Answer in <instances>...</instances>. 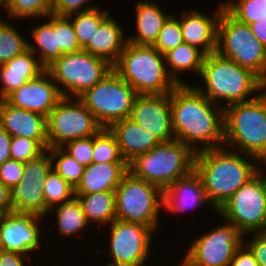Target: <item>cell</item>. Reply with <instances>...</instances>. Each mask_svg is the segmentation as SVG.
Here are the masks:
<instances>
[{
    "instance_id": "1",
    "label": "cell",
    "mask_w": 266,
    "mask_h": 266,
    "mask_svg": "<svg viewBox=\"0 0 266 266\" xmlns=\"http://www.w3.org/2000/svg\"><path fill=\"white\" fill-rule=\"evenodd\" d=\"M170 107L176 140L195 153L224 146V108L211 102L196 85H177L170 93Z\"/></svg>"
},
{
    "instance_id": "2",
    "label": "cell",
    "mask_w": 266,
    "mask_h": 266,
    "mask_svg": "<svg viewBox=\"0 0 266 266\" xmlns=\"http://www.w3.org/2000/svg\"><path fill=\"white\" fill-rule=\"evenodd\" d=\"M264 166L256 157L224 146L198 151L194 158V171L215 211Z\"/></svg>"
},
{
    "instance_id": "3",
    "label": "cell",
    "mask_w": 266,
    "mask_h": 266,
    "mask_svg": "<svg viewBox=\"0 0 266 266\" xmlns=\"http://www.w3.org/2000/svg\"><path fill=\"white\" fill-rule=\"evenodd\" d=\"M199 76L205 85L196 88L223 108L228 104L253 100L266 89V84L255 73L218 52L205 56Z\"/></svg>"
},
{
    "instance_id": "4",
    "label": "cell",
    "mask_w": 266,
    "mask_h": 266,
    "mask_svg": "<svg viewBox=\"0 0 266 266\" xmlns=\"http://www.w3.org/2000/svg\"><path fill=\"white\" fill-rule=\"evenodd\" d=\"M224 147L266 165V89L253 100L224 107Z\"/></svg>"
},
{
    "instance_id": "5",
    "label": "cell",
    "mask_w": 266,
    "mask_h": 266,
    "mask_svg": "<svg viewBox=\"0 0 266 266\" xmlns=\"http://www.w3.org/2000/svg\"><path fill=\"white\" fill-rule=\"evenodd\" d=\"M112 69L137 94L164 95L177 86L167 72L165 55L152 45L127 42Z\"/></svg>"
},
{
    "instance_id": "6",
    "label": "cell",
    "mask_w": 266,
    "mask_h": 266,
    "mask_svg": "<svg viewBox=\"0 0 266 266\" xmlns=\"http://www.w3.org/2000/svg\"><path fill=\"white\" fill-rule=\"evenodd\" d=\"M195 152L179 140L162 142L128 163V171L162 191L194 170Z\"/></svg>"
},
{
    "instance_id": "7",
    "label": "cell",
    "mask_w": 266,
    "mask_h": 266,
    "mask_svg": "<svg viewBox=\"0 0 266 266\" xmlns=\"http://www.w3.org/2000/svg\"><path fill=\"white\" fill-rule=\"evenodd\" d=\"M216 52L249 69L266 84V47L249 25L239 22L225 8L218 21Z\"/></svg>"
},
{
    "instance_id": "8",
    "label": "cell",
    "mask_w": 266,
    "mask_h": 266,
    "mask_svg": "<svg viewBox=\"0 0 266 266\" xmlns=\"http://www.w3.org/2000/svg\"><path fill=\"white\" fill-rule=\"evenodd\" d=\"M116 219L141 223L158 230L163 191L127 171L115 189Z\"/></svg>"
},
{
    "instance_id": "9",
    "label": "cell",
    "mask_w": 266,
    "mask_h": 266,
    "mask_svg": "<svg viewBox=\"0 0 266 266\" xmlns=\"http://www.w3.org/2000/svg\"><path fill=\"white\" fill-rule=\"evenodd\" d=\"M46 70L62 97L79 98L100 82L112 70V65L82 49L63 54Z\"/></svg>"
},
{
    "instance_id": "10",
    "label": "cell",
    "mask_w": 266,
    "mask_h": 266,
    "mask_svg": "<svg viewBox=\"0 0 266 266\" xmlns=\"http://www.w3.org/2000/svg\"><path fill=\"white\" fill-rule=\"evenodd\" d=\"M263 172L261 169L215 212L222 220L233 223L243 235L266 232V174Z\"/></svg>"
},
{
    "instance_id": "11",
    "label": "cell",
    "mask_w": 266,
    "mask_h": 266,
    "mask_svg": "<svg viewBox=\"0 0 266 266\" xmlns=\"http://www.w3.org/2000/svg\"><path fill=\"white\" fill-rule=\"evenodd\" d=\"M137 92L113 69L79 99L102 128L130 117Z\"/></svg>"
},
{
    "instance_id": "12",
    "label": "cell",
    "mask_w": 266,
    "mask_h": 266,
    "mask_svg": "<svg viewBox=\"0 0 266 266\" xmlns=\"http://www.w3.org/2000/svg\"><path fill=\"white\" fill-rule=\"evenodd\" d=\"M49 148L96 135L102 127L79 98L62 97L46 117Z\"/></svg>"
},
{
    "instance_id": "13",
    "label": "cell",
    "mask_w": 266,
    "mask_h": 266,
    "mask_svg": "<svg viewBox=\"0 0 266 266\" xmlns=\"http://www.w3.org/2000/svg\"><path fill=\"white\" fill-rule=\"evenodd\" d=\"M109 226L108 257L112 259L105 266H146L155 231L141 223L117 219Z\"/></svg>"
},
{
    "instance_id": "14",
    "label": "cell",
    "mask_w": 266,
    "mask_h": 266,
    "mask_svg": "<svg viewBox=\"0 0 266 266\" xmlns=\"http://www.w3.org/2000/svg\"><path fill=\"white\" fill-rule=\"evenodd\" d=\"M212 229L197 236L188 247L184 257L195 266H229L236 250L243 243V234L226 220Z\"/></svg>"
},
{
    "instance_id": "15",
    "label": "cell",
    "mask_w": 266,
    "mask_h": 266,
    "mask_svg": "<svg viewBox=\"0 0 266 266\" xmlns=\"http://www.w3.org/2000/svg\"><path fill=\"white\" fill-rule=\"evenodd\" d=\"M52 169L49 150L25 162L23 176L12 191L13 212L45 217L43 187Z\"/></svg>"
},
{
    "instance_id": "16",
    "label": "cell",
    "mask_w": 266,
    "mask_h": 266,
    "mask_svg": "<svg viewBox=\"0 0 266 266\" xmlns=\"http://www.w3.org/2000/svg\"><path fill=\"white\" fill-rule=\"evenodd\" d=\"M45 217L31 214L11 212L0 216V232L2 250L26 255L39 249L43 244L41 239V221ZM34 251V252H33Z\"/></svg>"
},
{
    "instance_id": "17",
    "label": "cell",
    "mask_w": 266,
    "mask_h": 266,
    "mask_svg": "<svg viewBox=\"0 0 266 266\" xmlns=\"http://www.w3.org/2000/svg\"><path fill=\"white\" fill-rule=\"evenodd\" d=\"M161 142L174 140L170 93L164 95L138 94L129 117Z\"/></svg>"
},
{
    "instance_id": "18",
    "label": "cell",
    "mask_w": 266,
    "mask_h": 266,
    "mask_svg": "<svg viewBox=\"0 0 266 266\" xmlns=\"http://www.w3.org/2000/svg\"><path fill=\"white\" fill-rule=\"evenodd\" d=\"M61 98L51 74L45 70L35 79L14 90L4 100L13 107L47 117Z\"/></svg>"
},
{
    "instance_id": "19",
    "label": "cell",
    "mask_w": 266,
    "mask_h": 266,
    "mask_svg": "<svg viewBox=\"0 0 266 266\" xmlns=\"http://www.w3.org/2000/svg\"><path fill=\"white\" fill-rule=\"evenodd\" d=\"M224 8V3L220 2L218 9L211 14L213 16L194 8L180 13L179 21L184 43L198 47L206 55L216 52L218 21Z\"/></svg>"
},
{
    "instance_id": "20",
    "label": "cell",
    "mask_w": 266,
    "mask_h": 266,
    "mask_svg": "<svg viewBox=\"0 0 266 266\" xmlns=\"http://www.w3.org/2000/svg\"><path fill=\"white\" fill-rule=\"evenodd\" d=\"M0 126L11 137H25L35 140L48 150L46 117L42 114L11 106L0 100Z\"/></svg>"
},
{
    "instance_id": "21",
    "label": "cell",
    "mask_w": 266,
    "mask_h": 266,
    "mask_svg": "<svg viewBox=\"0 0 266 266\" xmlns=\"http://www.w3.org/2000/svg\"><path fill=\"white\" fill-rule=\"evenodd\" d=\"M203 204L212 207L203 188L201 178L194 170L163 191L162 209L174 213V215H177V212L182 214L187 209L196 211L195 209H199L197 207Z\"/></svg>"
},
{
    "instance_id": "22",
    "label": "cell",
    "mask_w": 266,
    "mask_h": 266,
    "mask_svg": "<svg viewBox=\"0 0 266 266\" xmlns=\"http://www.w3.org/2000/svg\"><path fill=\"white\" fill-rule=\"evenodd\" d=\"M108 129L115 136L120 153L127 164L136 156L162 143L129 117L113 123Z\"/></svg>"
},
{
    "instance_id": "23",
    "label": "cell",
    "mask_w": 266,
    "mask_h": 266,
    "mask_svg": "<svg viewBox=\"0 0 266 266\" xmlns=\"http://www.w3.org/2000/svg\"><path fill=\"white\" fill-rule=\"evenodd\" d=\"M45 70L29 49L0 65V100H4L14 90L35 79Z\"/></svg>"
},
{
    "instance_id": "24",
    "label": "cell",
    "mask_w": 266,
    "mask_h": 266,
    "mask_svg": "<svg viewBox=\"0 0 266 266\" xmlns=\"http://www.w3.org/2000/svg\"><path fill=\"white\" fill-rule=\"evenodd\" d=\"M123 31L119 22L109 14L83 49L113 66L128 42V37Z\"/></svg>"
},
{
    "instance_id": "25",
    "label": "cell",
    "mask_w": 266,
    "mask_h": 266,
    "mask_svg": "<svg viewBox=\"0 0 266 266\" xmlns=\"http://www.w3.org/2000/svg\"><path fill=\"white\" fill-rule=\"evenodd\" d=\"M128 171L127 163H91L84 168L75 194L115 192L123 175Z\"/></svg>"
},
{
    "instance_id": "26",
    "label": "cell",
    "mask_w": 266,
    "mask_h": 266,
    "mask_svg": "<svg viewBox=\"0 0 266 266\" xmlns=\"http://www.w3.org/2000/svg\"><path fill=\"white\" fill-rule=\"evenodd\" d=\"M134 7L137 34L128 36V42L153 46L164 23L173 13L163 12L156 0H139Z\"/></svg>"
},
{
    "instance_id": "27",
    "label": "cell",
    "mask_w": 266,
    "mask_h": 266,
    "mask_svg": "<svg viewBox=\"0 0 266 266\" xmlns=\"http://www.w3.org/2000/svg\"><path fill=\"white\" fill-rule=\"evenodd\" d=\"M43 19L44 22L45 19L48 21L31 27L30 37L34 41L28 42V49L38 58L40 63L47 68L64 53L60 48H57V32H54V14L51 13Z\"/></svg>"
},
{
    "instance_id": "28",
    "label": "cell",
    "mask_w": 266,
    "mask_h": 266,
    "mask_svg": "<svg viewBox=\"0 0 266 266\" xmlns=\"http://www.w3.org/2000/svg\"><path fill=\"white\" fill-rule=\"evenodd\" d=\"M205 56L206 54L198 47L182 43L165 54L167 72L177 85L190 84L181 80L179 75L189 71L199 76Z\"/></svg>"
},
{
    "instance_id": "29",
    "label": "cell",
    "mask_w": 266,
    "mask_h": 266,
    "mask_svg": "<svg viewBox=\"0 0 266 266\" xmlns=\"http://www.w3.org/2000/svg\"><path fill=\"white\" fill-rule=\"evenodd\" d=\"M79 200L86 220L99 227L109 225L116 219L115 192L75 194Z\"/></svg>"
},
{
    "instance_id": "30",
    "label": "cell",
    "mask_w": 266,
    "mask_h": 266,
    "mask_svg": "<svg viewBox=\"0 0 266 266\" xmlns=\"http://www.w3.org/2000/svg\"><path fill=\"white\" fill-rule=\"evenodd\" d=\"M53 210L55 211L56 228L60 237L80 235L87 226L89 228V225H91L87 222L82 206L76 196L70 201L52 207L48 214L52 215Z\"/></svg>"
},
{
    "instance_id": "31",
    "label": "cell",
    "mask_w": 266,
    "mask_h": 266,
    "mask_svg": "<svg viewBox=\"0 0 266 266\" xmlns=\"http://www.w3.org/2000/svg\"><path fill=\"white\" fill-rule=\"evenodd\" d=\"M102 9L97 7L68 15L82 49L90 42L100 23L109 15L108 9Z\"/></svg>"
},
{
    "instance_id": "32",
    "label": "cell",
    "mask_w": 266,
    "mask_h": 266,
    "mask_svg": "<svg viewBox=\"0 0 266 266\" xmlns=\"http://www.w3.org/2000/svg\"><path fill=\"white\" fill-rule=\"evenodd\" d=\"M13 25V22L0 18V65L28 49V41Z\"/></svg>"
},
{
    "instance_id": "33",
    "label": "cell",
    "mask_w": 266,
    "mask_h": 266,
    "mask_svg": "<svg viewBox=\"0 0 266 266\" xmlns=\"http://www.w3.org/2000/svg\"><path fill=\"white\" fill-rule=\"evenodd\" d=\"M8 20L45 18L51 14V0H3Z\"/></svg>"
},
{
    "instance_id": "34",
    "label": "cell",
    "mask_w": 266,
    "mask_h": 266,
    "mask_svg": "<svg viewBox=\"0 0 266 266\" xmlns=\"http://www.w3.org/2000/svg\"><path fill=\"white\" fill-rule=\"evenodd\" d=\"M43 190L45 217L52 207L70 201L75 197V188L53 169L45 180Z\"/></svg>"
},
{
    "instance_id": "35",
    "label": "cell",
    "mask_w": 266,
    "mask_h": 266,
    "mask_svg": "<svg viewBox=\"0 0 266 266\" xmlns=\"http://www.w3.org/2000/svg\"><path fill=\"white\" fill-rule=\"evenodd\" d=\"M93 163H126L117 140L108 128H102L94 135Z\"/></svg>"
},
{
    "instance_id": "36",
    "label": "cell",
    "mask_w": 266,
    "mask_h": 266,
    "mask_svg": "<svg viewBox=\"0 0 266 266\" xmlns=\"http://www.w3.org/2000/svg\"><path fill=\"white\" fill-rule=\"evenodd\" d=\"M48 150L52 159L53 170L75 188L81 180L85 167L61 147H51Z\"/></svg>"
},
{
    "instance_id": "37",
    "label": "cell",
    "mask_w": 266,
    "mask_h": 266,
    "mask_svg": "<svg viewBox=\"0 0 266 266\" xmlns=\"http://www.w3.org/2000/svg\"><path fill=\"white\" fill-rule=\"evenodd\" d=\"M223 3L235 19L247 25L266 17V0H225Z\"/></svg>"
},
{
    "instance_id": "38",
    "label": "cell",
    "mask_w": 266,
    "mask_h": 266,
    "mask_svg": "<svg viewBox=\"0 0 266 266\" xmlns=\"http://www.w3.org/2000/svg\"><path fill=\"white\" fill-rule=\"evenodd\" d=\"M184 43L180 21L177 15L172 14L164 23L153 47L165 55L172 49Z\"/></svg>"
},
{
    "instance_id": "39",
    "label": "cell",
    "mask_w": 266,
    "mask_h": 266,
    "mask_svg": "<svg viewBox=\"0 0 266 266\" xmlns=\"http://www.w3.org/2000/svg\"><path fill=\"white\" fill-rule=\"evenodd\" d=\"M54 32H57V48L64 54L82 50L68 16L54 14Z\"/></svg>"
},
{
    "instance_id": "40",
    "label": "cell",
    "mask_w": 266,
    "mask_h": 266,
    "mask_svg": "<svg viewBox=\"0 0 266 266\" xmlns=\"http://www.w3.org/2000/svg\"><path fill=\"white\" fill-rule=\"evenodd\" d=\"M94 135L66 142L61 148L84 167L92 163Z\"/></svg>"
},
{
    "instance_id": "41",
    "label": "cell",
    "mask_w": 266,
    "mask_h": 266,
    "mask_svg": "<svg viewBox=\"0 0 266 266\" xmlns=\"http://www.w3.org/2000/svg\"><path fill=\"white\" fill-rule=\"evenodd\" d=\"M45 150L35 141L25 137H12L10 145L11 159L28 162Z\"/></svg>"
},
{
    "instance_id": "42",
    "label": "cell",
    "mask_w": 266,
    "mask_h": 266,
    "mask_svg": "<svg viewBox=\"0 0 266 266\" xmlns=\"http://www.w3.org/2000/svg\"><path fill=\"white\" fill-rule=\"evenodd\" d=\"M24 165V162L14 159L6 160L0 165V181L11 191H13L22 178Z\"/></svg>"
},
{
    "instance_id": "43",
    "label": "cell",
    "mask_w": 266,
    "mask_h": 266,
    "mask_svg": "<svg viewBox=\"0 0 266 266\" xmlns=\"http://www.w3.org/2000/svg\"><path fill=\"white\" fill-rule=\"evenodd\" d=\"M91 1L92 0H51V13L60 16H68L76 12L88 11L99 7L98 5L88 4V2ZM86 4H88V6Z\"/></svg>"
},
{
    "instance_id": "44",
    "label": "cell",
    "mask_w": 266,
    "mask_h": 266,
    "mask_svg": "<svg viewBox=\"0 0 266 266\" xmlns=\"http://www.w3.org/2000/svg\"><path fill=\"white\" fill-rule=\"evenodd\" d=\"M251 239L243 235V243L254 255L259 266H266V232L251 233ZM248 241V242H247Z\"/></svg>"
},
{
    "instance_id": "45",
    "label": "cell",
    "mask_w": 266,
    "mask_h": 266,
    "mask_svg": "<svg viewBox=\"0 0 266 266\" xmlns=\"http://www.w3.org/2000/svg\"><path fill=\"white\" fill-rule=\"evenodd\" d=\"M229 266H259L254 255L248 249V247L242 243V245L236 250L233 259Z\"/></svg>"
},
{
    "instance_id": "46",
    "label": "cell",
    "mask_w": 266,
    "mask_h": 266,
    "mask_svg": "<svg viewBox=\"0 0 266 266\" xmlns=\"http://www.w3.org/2000/svg\"><path fill=\"white\" fill-rule=\"evenodd\" d=\"M26 259L27 261L30 260L26 255L4 250L0 251V266H26Z\"/></svg>"
},
{
    "instance_id": "47",
    "label": "cell",
    "mask_w": 266,
    "mask_h": 266,
    "mask_svg": "<svg viewBox=\"0 0 266 266\" xmlns=\"http://www.w3.org/2000/svg\"><path fill=\"white\" fill-rule=\"evenodd\" d=\"M13 212L12 191L0 181V216Z\"/></svg>"
},
{
    "instance_id": "48",
    "label": "cell",
    "mask_w": 266,
    "mask_h": 266,
    "mask_svg": "<svg viewBox=\"0 0 266 266\" xmlns=\"http://www.w3.org/2000/svg\"><path fill=\"white\" fill-rule=\"evenodd\" d=\"M11 136L0 126V165L11 159Z\"/></svg>"
},
{
    "instance_id": "49",
    "label": "cell",
    "mask_w": 266,
    "mask_h": 266,
    "mask_svg": "<svg viewBox=\"0 0 266 266\" xmlns=\"http://www.w3.org/2000/svg\"><path fill=\"white\" fill-rule=\"evenodd\" d=\"M254 36L266 47V17L249 24Z\"/></svg>"
},
{
    "instance_id": "50",
    "label": "cell",
    "mask_w": 266,
    "mask_h": 266,
    "mask_svg": "<svg viewBox=\"0 0 266 266\" xmlns=\"http://www.w3.org/2000/svg\"><path fill=\"white\" fill-rule=\"evenodd\" d=\"M177 266H195L193 264H191L185 257L182 259L181 262H179V265Z\"/></svg>"
},
{
    "instance_id": "51",
    "label": "cell",
    "mask_w": 266,
    "mask_h": 266,
    "mask_svg": "<svg viewBox=\"0 0 266 266\" xmlns=\"http://www.w3.org/2000/svg\"><path fill=\"white\" fill-rule=\"evenodd\" d=\"M0 251H2V237H1V232H0Z\"/></svg>"
},
{
    "instance_id": "52",
    "label": "cell",
    "mask_w": 266,
    "mask_h": 266,
    "mask_svg": "<svg viewBox=\"0 0 266 266\" xmlns=\"http://www.w3.org/2000/svg\"><path fill=\"white\" fill-rule=\"evenodd\" d=\"M3 9V0H0V9ZM2 16L0 15V18H1Z\"/></svg>"
}]
</instances>
